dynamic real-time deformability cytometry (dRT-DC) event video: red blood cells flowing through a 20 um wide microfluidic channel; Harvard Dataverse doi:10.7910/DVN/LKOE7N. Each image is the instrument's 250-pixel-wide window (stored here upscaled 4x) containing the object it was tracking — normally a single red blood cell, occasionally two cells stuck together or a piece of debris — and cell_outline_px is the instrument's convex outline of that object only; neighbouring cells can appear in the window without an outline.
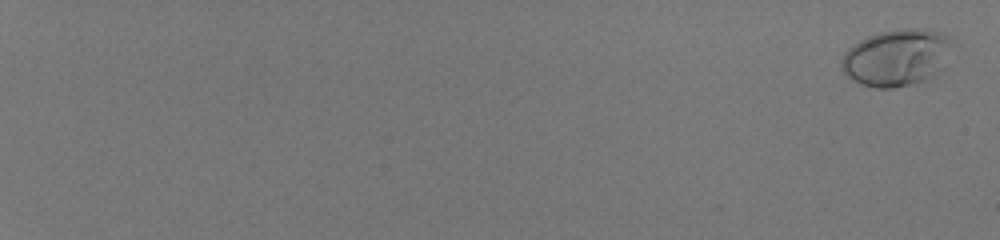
{"species": "human", "species_latin": "Homo sapiens", "temperature_condition": "room temperature", "stored_images_in_passage": 58, "camera_frame_rate_fps": 3000, "um_per_image_px": 0.085, "donor": {"sex": "male"}, "frame": {"image": 1, "passage_image": 2, "time_ms": 0.333, "image_size_px": [1000, 240], "cell_outline_px": [[956, 44], [944, 68], [932, 76], [924, 80], [892, 88], [876, 88], [860, 84], [848, 76], [840, 68], [840, 60], [844, 52], [848, 48], [860, 40], [868, 36], [880, 32], [904, 28], [920, 28], [940, 32], [956, 40]], "centroid_in_image_um": [76.27, 4.87], "position_along_channel_um": 8.7, "area_um2": 37.28}}
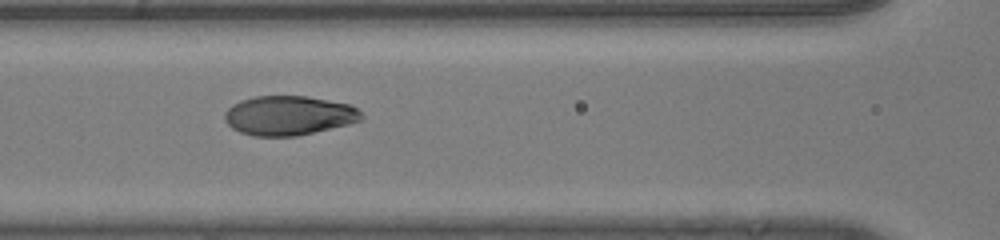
{"frame": {"image": 2, "passage_image": 33, "time_ms": 10.667, "image_size_px": [1000, 240], "cell_outline_px": [[364, 116], [360, 120], [348, 124], [296, 136], [252, 136], [240, 132], [232, 128], [224, 120], [224, 112], [232, 104], [240, 100], [256, 96], [308, 96], [352, 104]], "centroid_in_image_um": [24.52, 9.81], "position_along_channel_um": 142.1, "area_um2": 31.5}}
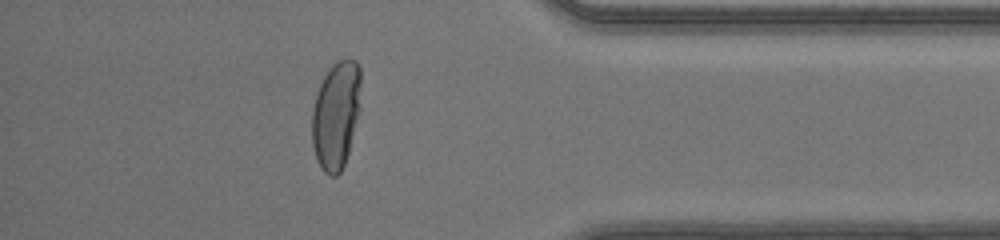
{"frame": {"image": 3, "passage_image": 53, "time_ms": 17.333, "image_size_px": [1000, 240], "cell_outline_px": [[360, 108], [348, 152], [344, 164], [340, 172], [336, 176], [332, 176], [324, 172], [316, 160], [312, 144], [312, 112], [316, 92], [328, 68], [332, 64], [340, 60], [356, 60], [360, 68]], "centroid_in_image_um": [28.55, 9.77], "position_along_channel_um": 406.7, "area_um2": 30.69}, "authors_computed_cell_mechanics": {"area_um2": 31.8767, "velocity_mm_per_s": 4.1678, "shape_relaxation_time_tau1_ms": 3.6685, "shape_relaxation_time_tau2_ms": null, "deformation_change_tau1": 0.2104, "deformation_change_tau2": null}}